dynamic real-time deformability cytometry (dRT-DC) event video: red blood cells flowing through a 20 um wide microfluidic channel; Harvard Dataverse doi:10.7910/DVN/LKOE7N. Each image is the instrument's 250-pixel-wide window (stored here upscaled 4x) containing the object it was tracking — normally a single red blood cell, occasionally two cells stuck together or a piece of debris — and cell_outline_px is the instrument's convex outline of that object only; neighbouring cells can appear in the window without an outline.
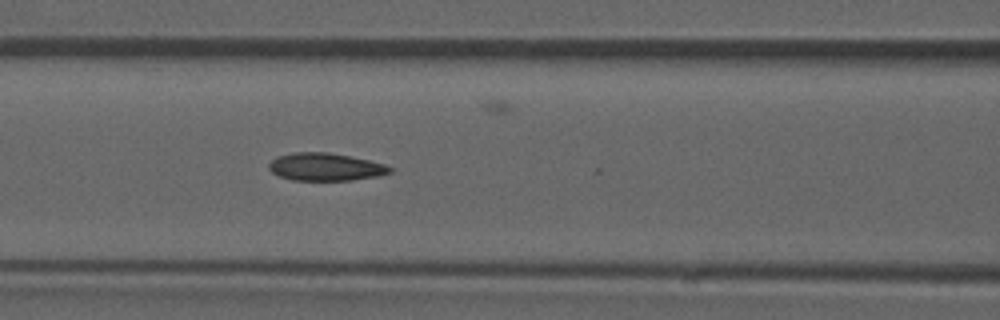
{"species": "common noctule bat (a hibernating species)", "species_latin": "Nyctalus noctula", "temperature_condition": "room temperature", "stored_images_in_passage": 40, "camera_frame_rate_fps": 3000, "um_per_image_px": 0.085, "animal": {"sex": "male", "forearm_length_mm": 52.5}, "frame": {"image": 1, "passage_image": 12, "time_ms": 3.667, "image_size_px": [1000, 320], "cell_outline_px": [[392, 172], [380, 176], [352, 180], [292, 180], [280, 176], [272, 172], [268, 168], [268, 164], [276, 156], [292, 152], [328, 152], [368, 160], [384, 164], [392, 168]], "centroid_in_image_um": [27.65, 14.18], "position_along_channel_um": 139.0, "area_um2": 19.54}, "authors_computed_cell_mechanics": {"area_um2": 19.363, "velocity_mm_per_s": 3.9081, "shape_relaxation_time_tau1_ms": null, "shape_relaxation_time_tau2_ms": 2.6826, "deformation_change_tau1": null, "deformation_change_tau2": 0.1001}}